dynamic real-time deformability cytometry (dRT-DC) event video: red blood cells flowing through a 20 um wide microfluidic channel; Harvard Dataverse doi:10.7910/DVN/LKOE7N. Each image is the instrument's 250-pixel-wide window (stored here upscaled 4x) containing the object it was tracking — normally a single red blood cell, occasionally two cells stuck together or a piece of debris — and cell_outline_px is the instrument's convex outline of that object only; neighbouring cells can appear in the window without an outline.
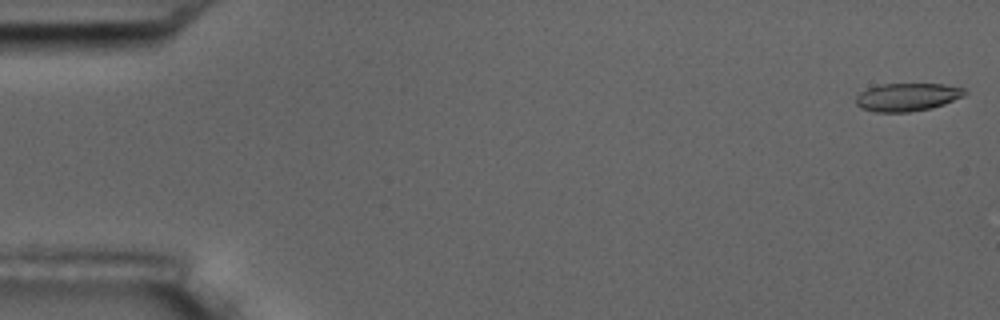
{"species": "common noctule bat (a hibernating species)", "species_latin": "Nyctalus noctula", "temperature_condition": "room temperature", "stored_images_in_passage": 7, "camera_frame_rate_fps": 3000, "um_per_image_px": 0.085, "animal": {"sex": "male", "body_mass_g": 17.5, "forearm_length_mm": 52.3}, "frame": {"image": 1, "passage_image": 1, "time_ms": 0.0, "image_size_px": [1000, 320], "cell_outline_px": [[968, 92], [964, 96], [944, 104], [932, 108], [908, 112], [876, 112], [860, 108], [856, 104], [856, 96], [860, 92], [868, 88], [880, 84], [944, 84], [964, 88]], "centroid_in_image_um": [77.12, 8.25], "position_along_channel_um": 7.9, "area_um2": 17.86}}
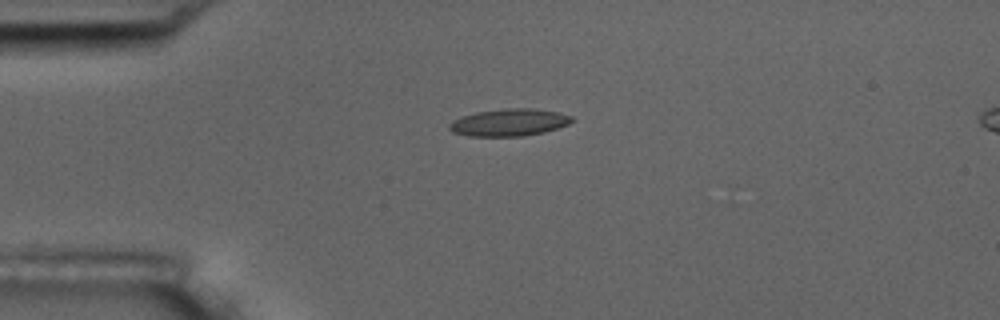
{"frame": {"image": 2, "passage_image": 5, "time_ms": 4.333, "image_size_px": [1000, 320], "cell_outline_px": [[576, 120], [568, 124], [544, 132], [524, 136], [468, 136], [452, 132], [448, 128], [448, 124], [452, 120], [460, 116], [476, 112], [504, 108], [532, 108], [556, 112], [572, 116]], "centroid_in_image_um": [43.24, 10.4], "position_along_channel_um": 41.8, "area_um2": 19.59}}